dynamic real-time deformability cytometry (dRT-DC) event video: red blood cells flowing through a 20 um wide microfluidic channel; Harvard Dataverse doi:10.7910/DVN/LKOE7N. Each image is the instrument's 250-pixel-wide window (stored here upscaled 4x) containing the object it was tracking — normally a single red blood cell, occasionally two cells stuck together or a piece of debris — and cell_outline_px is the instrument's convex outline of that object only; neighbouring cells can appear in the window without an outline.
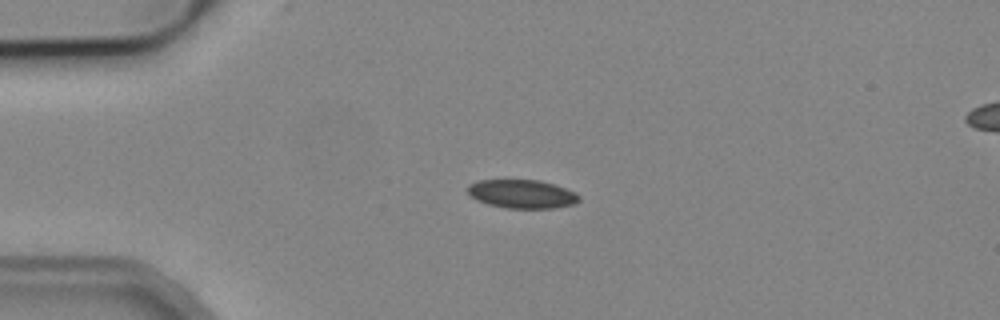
{"species": "common noctule bat (a hibernating species)", "species_latin": "Nyctalus noctula", "temperature_condition": "cold", "stored_images_in_passage": 1, "camera_frame_rate_fps": 3000, "um_per_image_px": 0.085, "animal": {"sex": "male", "body_mass_g": 19.2, "forearm_length_mm": 51.8}, "frame": {"image": 1, "passage_image": 1, "time_ms": 0.0, "image_size_px": [1000, 320], "cell_outline_px": [[580, 200], [572, 204], [552, 208], [504, 208], [488, 204], [476, 200], [468, 192], [468, 184], [480, 180], [540, 180], [576, 192], [580, 196]], "centroid_in_image_um": [44.36, 16.49], "position_along_channel_um": 40.6, "area_um2": 18.44}}